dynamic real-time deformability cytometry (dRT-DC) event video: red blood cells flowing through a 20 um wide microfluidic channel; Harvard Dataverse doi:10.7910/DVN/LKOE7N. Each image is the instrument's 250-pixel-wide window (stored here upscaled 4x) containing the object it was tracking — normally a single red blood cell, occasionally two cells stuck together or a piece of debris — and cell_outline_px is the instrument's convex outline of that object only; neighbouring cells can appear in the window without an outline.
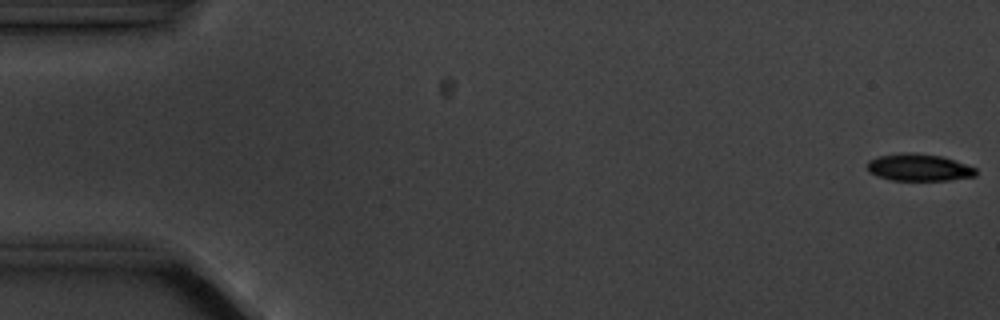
{"species": "common noctule bat (a hibernating species)", "species_latin": "Nyctalus noctula", "temperature_condition": "cold", "stored_images_in_passage": 9, "camera_frame_rate_fps": 3000, "um_per_image_px": 0.085, "animal": {"sex": "male", "body_mass_g": 20.1, "forearm_length_mm": 53.5}, "frame": {"image": 1, "passage_image": 1, "time_ms": 0.0, "image_size_px": [1000, 320], "cell_outline_px": [[976, 176], [948, 180], [892, 180], [868, 172], [868, 160], [880, 156], [904, 152], [912, 152], [940, 156], [976, 168]], "centroid_in_image_um": [78.09, 14.23], "position_along_channel_um": 6.9, "area_um2": 16.88}}